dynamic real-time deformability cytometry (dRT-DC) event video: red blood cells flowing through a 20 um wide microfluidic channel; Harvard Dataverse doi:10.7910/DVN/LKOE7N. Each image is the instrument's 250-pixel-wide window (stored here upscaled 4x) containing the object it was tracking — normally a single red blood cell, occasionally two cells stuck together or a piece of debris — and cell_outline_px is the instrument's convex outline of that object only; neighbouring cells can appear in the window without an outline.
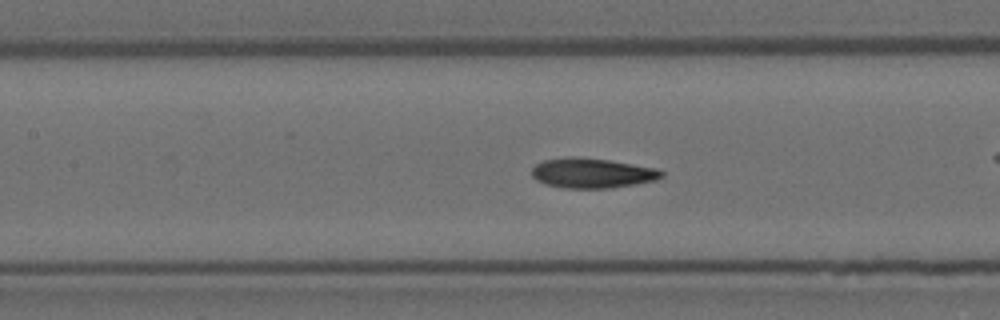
{"species": "Egyptian fruit bat (a non-hibernating species)", "species_latin": "Rousettus aegyptiacus", "temperature_condition": "room temperature", "stored_images_in_passage": 57, "camera_frame_rate_fps": 3000, "um_per_image_px": 0.085, "animal": {"sex": "female"}, "frame": {"image": 1, "passage_image": 25, "time_ms": 8.0, "image_size_px": [1000, 320], "cell_outline_px": [[664, 176], [656, 180], [636, 184], [612, 188], [564, 188], [544, 184], [536, 180], [532, 176], [532, 168], [536, 164], [544, 160], [572, 156], [608, 160], [656, 168], [664, 172]], "centroid_in_image_um": [50.33, 14.72], "position_along_channel_um": 157.1, "area_um2": 22.66}, "authors_computed_cell_mechanics": {"area_um2": 22.253, "velocity_mm_per_s": 3.5596, "shape_relaxation_time_tau1_ms": null, "shape_relaxation_time_tau2_ms": 2.9478, "deformation_change_tau1": null, "deformation_change_tau2": 0.0892}}